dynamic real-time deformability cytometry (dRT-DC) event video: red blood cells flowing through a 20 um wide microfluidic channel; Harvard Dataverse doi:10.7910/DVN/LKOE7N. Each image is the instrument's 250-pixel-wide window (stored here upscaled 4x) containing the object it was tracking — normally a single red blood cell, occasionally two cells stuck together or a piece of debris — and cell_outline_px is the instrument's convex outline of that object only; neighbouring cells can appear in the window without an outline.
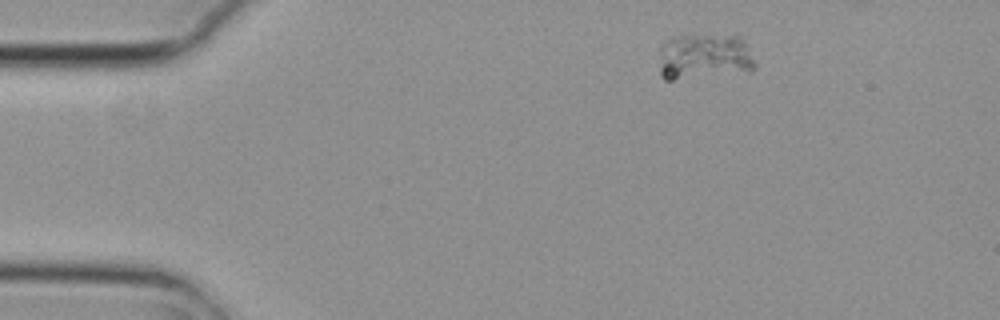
{"species": "common noctule bat (a hibernating species)", "species_latin": "Nyctalus noctula", "temperature_condition": "cold", "stored_images_in_passage": 5, "camera_frame_rate_fps": 3000, "um_per_image_px": 0.085, "animal": {"sex": "female", "body_mass_g": 29.2, "forearm_length_mm": 56.3}, "frame": {"image": 1, "passage_image": 1, "time_ms": 0.0, "image_size_px": [1000, 320], "cell_outline_px": [[756, 68], [752, 72], [672, 80], [664, 80], [660, 76], [660, 44], [664, 40], [672, 36], [736, 32], [740, 36], [756, 64]], "centroid_in_image_um": [59.87, 4.78], "position_along_channel_um": 25.1, "area_um2": 26.93}}